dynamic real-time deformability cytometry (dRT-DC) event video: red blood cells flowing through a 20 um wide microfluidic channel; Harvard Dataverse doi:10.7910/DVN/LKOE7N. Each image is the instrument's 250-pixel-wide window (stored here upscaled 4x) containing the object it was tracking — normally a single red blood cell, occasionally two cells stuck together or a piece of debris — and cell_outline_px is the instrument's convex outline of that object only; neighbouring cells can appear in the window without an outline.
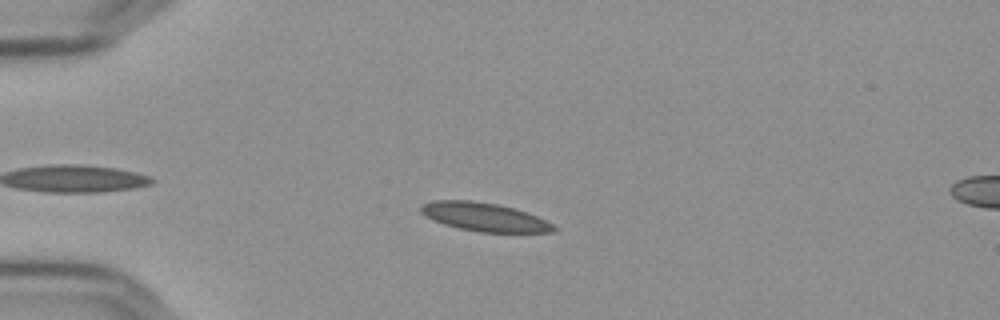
{"species": "Egyptian fruit bat (a non-hibernating species)", "species_latin": "Rousettus aegyptiacus", "temperature_condition": "cold", "stored_images_in_passage": 11, "camera_frame_rate_fps": 3000, "um_per_image_px": 0.085, "frame": {"image": 1, "passage_image": 7, "time_ms": 2.0, "image_size_px": [1000, 320], "cell_outline_px": [[556, 228], [552, 232], [480, 232], [460, 228], [444, 224], [432, 220], [420, 212], [420, 204], [436, 200], [472, 200], [496, 204], [528, 212], [552, 224]], "centroid_in_image_um": [41.12, 18.43], "position_along_channel_um": 43.9, "area_um2": 21.85}}